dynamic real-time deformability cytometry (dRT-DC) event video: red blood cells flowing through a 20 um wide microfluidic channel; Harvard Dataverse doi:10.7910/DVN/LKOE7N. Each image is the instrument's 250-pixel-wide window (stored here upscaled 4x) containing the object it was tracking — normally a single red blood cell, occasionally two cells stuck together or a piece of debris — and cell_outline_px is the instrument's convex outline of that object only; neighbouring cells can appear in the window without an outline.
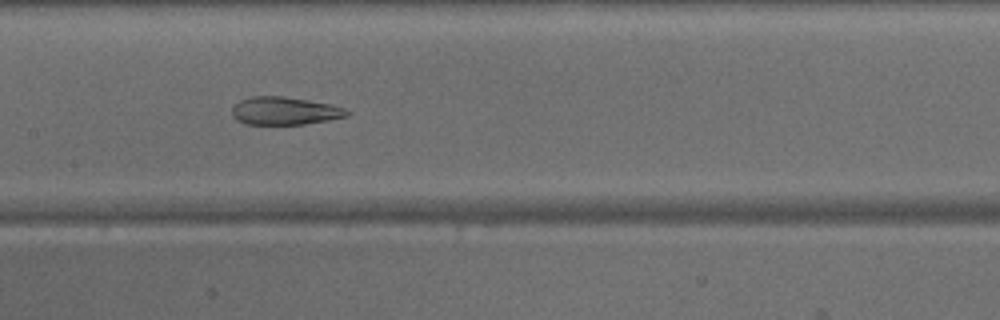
{"species": "common noctule bat (a hibernating species)", "species_latin": "Nyctalus noctula", "temperature_condition": "warm", "stored_images_in_passage": 47, "camera_frame_rate_fps": 3000, "um_per_image_px": 0.085, "animal": {"sex": "male", "body_mass_g": 15.6}, "frame": {"image": 1, "passage_image": 23, "time_ms": 7.333, "image_size_px": [1000, 320], "cell_outline_px": [[352, 112], [348, 116], [328, 120], [304, 124], [244, 124], [236, 120], [232, 116], [232, 108], [240, 100], [252, 96], [284, 96], [332, 104], [344, 108]], "centroid_in_image_um": [24.21, 9.42], "position_along_channel_um": 183.2, "area_um2": 18.79}}
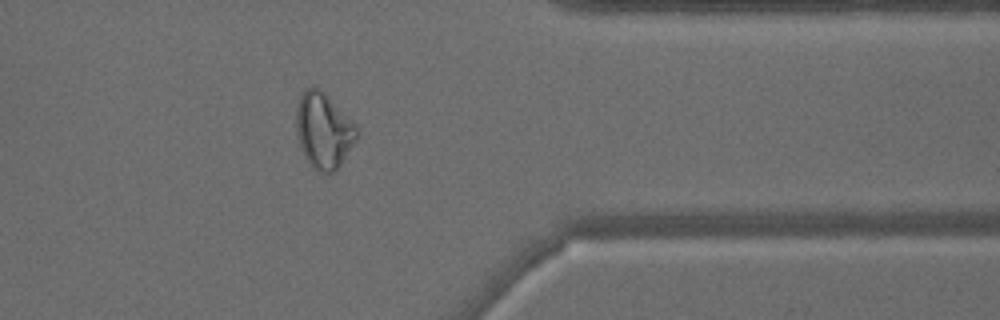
{"frame": {"image": 2, "passage_image": 38, "time_ms": 12.333, "image_size_px": [1000, 320], "cell_outline_px": [[356, 140], [340, 164], [332, 172], [320, 172], [308, 160], [300, 144], [296, 132], [296, 108], [300, 96], [304, 88], [312, 84], [320, 88], [356, 124]], "centroid_in_image_um": [27.49, 11.01], "position_along_channel_um": 383.9, "area_um2": 26.24}}
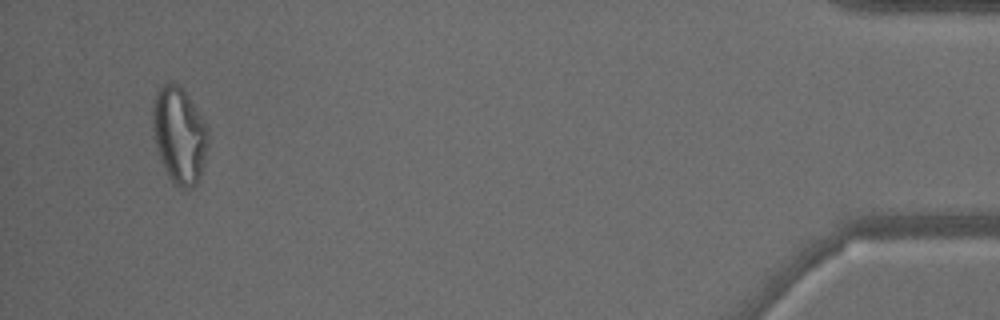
{"frame": {"image": 3, "passage_image": 45, "time_ms": 14.667, "image_size_px": [1000, 320], "cell_outline_px": [[208, 144], [200, 180], [192, 188], [180, 188], [172, 184], [156, 152], [152, 128], [152, 100], [156, 92], [168, 80], [172, 80], [180, 84], [188, 96], [208, 128]], "centroid_in_image_um": [15.21, 11.49], "position_along_channel_um": 420.0, "area_um2": 31.85}}